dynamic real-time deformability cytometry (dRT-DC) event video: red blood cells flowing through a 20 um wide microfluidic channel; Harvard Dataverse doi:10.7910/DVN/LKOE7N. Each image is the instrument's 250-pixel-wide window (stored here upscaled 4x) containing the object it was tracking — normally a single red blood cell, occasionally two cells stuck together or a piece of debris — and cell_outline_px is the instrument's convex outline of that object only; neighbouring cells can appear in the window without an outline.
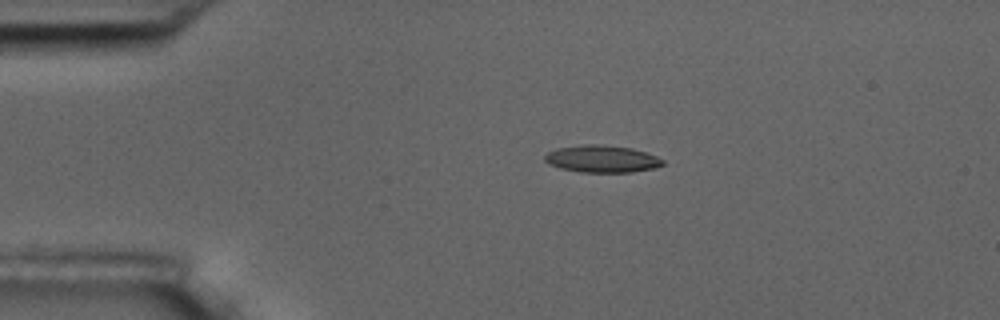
{"species": "common noctule bat (a hibernating species)", "species_latin": "Nyctalus noctula", "temperature_condition": "room temperature", "stored_images_in_passage": 5, "camera_frame_rate_fps": 3000, "um_per_image_px": 0.085, "animal": {"sex": "male", "body_mass_g": 17.5, "forearm_length_mm": 52.3}, "frame": {"image": 1, "passage_image": 3, "time_ms": 2.333, "image_size_px": [1000, 320], "cell_outline_px": [[664, 164], [656, 168], [632, 172], [580, 172], [560, 168], [548, 164], [544, 160], [544, 156], [548, 152], [556, 148], [584, 144], [600, 144], [632, 148], [656, 156], [664, 160]], "centroid_in_image_um": [51.15, 13.5], "position_along_channel_um": 33.9, "area_um2": 18.79}}
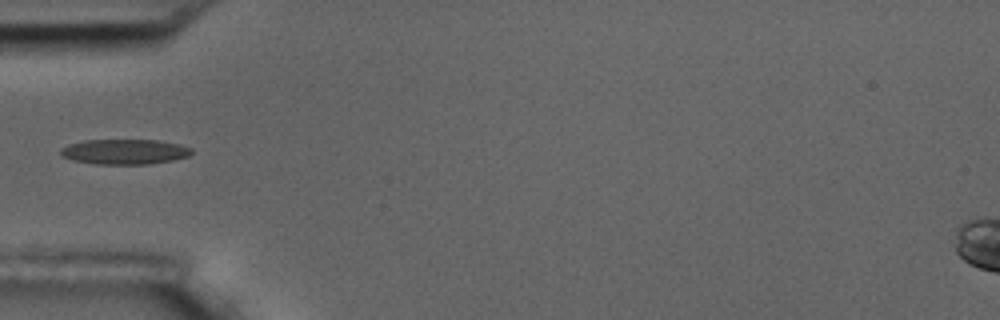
{"frame": {"image": 2, "passage_image": 5, "time_ms": 4.667, "image_size_px": [1000, 320], "cell_outline_px": [[192, 152], [188, 156], [172, 160], [148, 164], [96, 164], [72, 160], [60, 156], [60, 148], [68, 144], [84, 140], [156, 140], [180, 144], [192, 148]], "centroid_in_image_um": [10.55, 12.89], "position_along_channel_um": 74.4, "area_um2": 19.25}}